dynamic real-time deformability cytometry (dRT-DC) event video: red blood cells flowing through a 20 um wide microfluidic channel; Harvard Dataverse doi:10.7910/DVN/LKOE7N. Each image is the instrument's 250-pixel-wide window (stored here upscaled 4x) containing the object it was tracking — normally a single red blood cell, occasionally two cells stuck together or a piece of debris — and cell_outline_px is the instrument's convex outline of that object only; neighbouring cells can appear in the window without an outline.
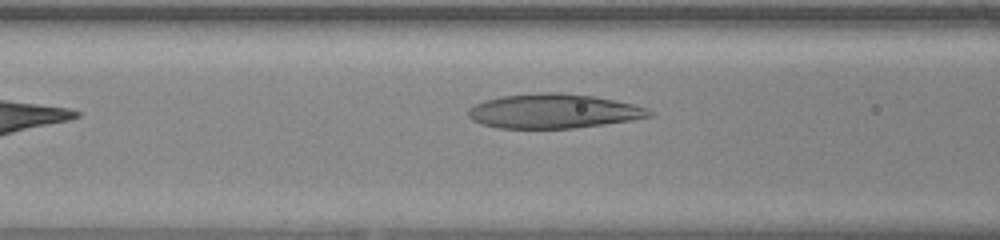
{"species": "human", "species_latin": "Homo sapiens", "temperature_condition": "warm", "stored_images_in_passage": 32, "camera_frame_rate_fps": 3000, "um_per_image_px": 0.085, "donor": {"sex": "female"}, "frame": {"image": 1, "passage_image": 8, "time_ms": 2.333, "image_size_px": [1000, 240], "cell_outline_px": [[652, 116], [632, 120], [572, 128], [496, 128], [472, 120], [468, 116], [468, 108], [484, 100], [500, 96], [544, 92], [560, 92], [592, 96], [632, 104], [648, 108], [652, 112]], "centroid_in_image_um": [47.01, 9.44], "position_along_channel_um": 119.6, "area_um2": 36.07}}
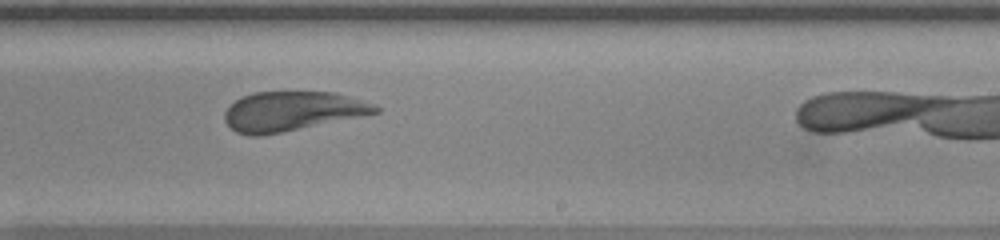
{"frame": {"image": 2, "passage_image": 19, "time_ms": 6.0, "image_size_px": [1000, 240], "cell_outline_px": [[380, 112], [364, 116], [260, 136], [248, 136], [236, 132], [224, 120], [224, 112], [240, 96], [252, 92], [336, 92], [372, 104], [380, 108]], "centroid_in_image_um": [24.81, 9.45], "position_along_channel_um": 264.2, "area_um2": 34.56}}
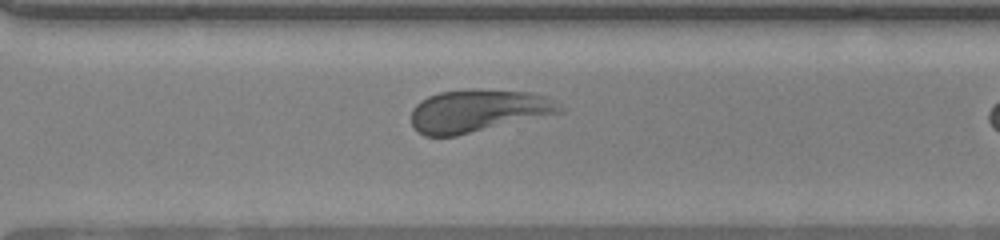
{"frame": {"image": 3, "passage_image": 24, "time_ms": 7.667, "image_size_px": [1000, 240], "cell_outline_px": [[564, 112], [456, 136], [424, 136], [412, 124], [412, 108], [420, 100], [428, 96], [440, 92], [472, 88], [480, 88], [532, 92], [548, 96], [564, 108]], "centroid_in_image_um": [40.67, 9.39], "position_along_channel_um": 329.9, "area_um2": 37.28}, "authors_computed_cell_mechanics": {"area_um2": 35.5181, "velocity_mm_per_s": 3.9522, "shape_relaxation_time_tau1_ms": 4.6638, "shape_relaxation_time_tau2_ms": 1.7176, "deformation_change_tau1": 0.1791, "deformation_change_tau2": 0.099}}